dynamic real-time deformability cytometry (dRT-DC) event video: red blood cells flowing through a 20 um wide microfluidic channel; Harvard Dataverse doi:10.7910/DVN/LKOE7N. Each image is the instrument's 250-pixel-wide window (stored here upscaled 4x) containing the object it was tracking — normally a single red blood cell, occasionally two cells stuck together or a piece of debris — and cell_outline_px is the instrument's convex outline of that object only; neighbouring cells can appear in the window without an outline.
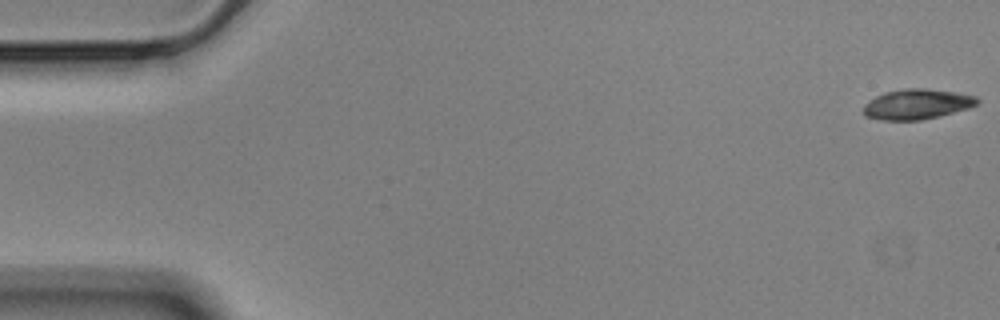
{"species": "Egyptian fruit bat (a non-hibernating species)", "species_latin": "Rousettus aegyptiacus", "temperature_condition": "cold", "stored_images_in_passage": 57, "camera_frame_rate_fps": 3000, "um_per_image_px": 0.085, "animal": {"sex": "male"}, "frame": {"image": 1, "passage_image": 1, "time_ms": 0.0, "image_size_px": [1000, 320], "cell_outline_px": [[980, 100], [976, 104], [968, 108], [940, 116], [920, 120], [884, 120], [864, 116], [864, 108], [876, 96], [884, 92], [908, 88], [924, 88], [952, 92], [976, 96]], "centroid_in_image_um": [77.96, 8.86], "position_along_channel_um": 7.0, "area_um2": 19.65}}
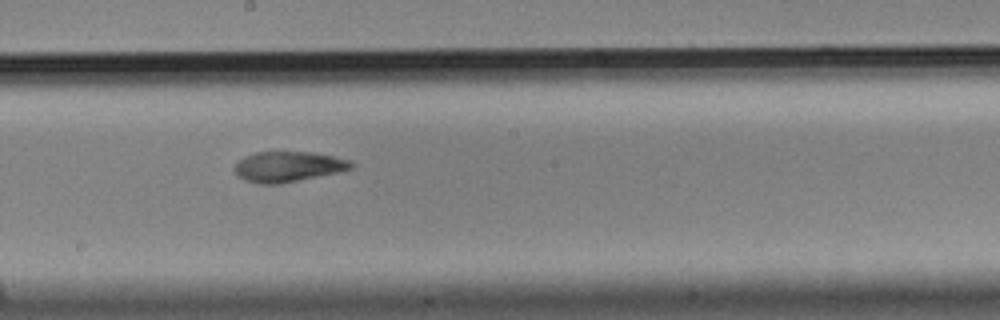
{"frame": {"image": 2, "passage_image": 31, "time_ms": 10.0, "image_size_px": [1000, 320], "cell_outline_px": [[356, 164], [352, 168], [336, 172], [280, 184], [256, 184], [244, 180], [236, 176], [236, 164], [244, 156], [256, 152], [312, 152], [332, 156], [348, 160]], "centroid_in_image_um": [24.45, 14.17], "position_along_channel_um": 223.7, "area_um2": 20.46}}
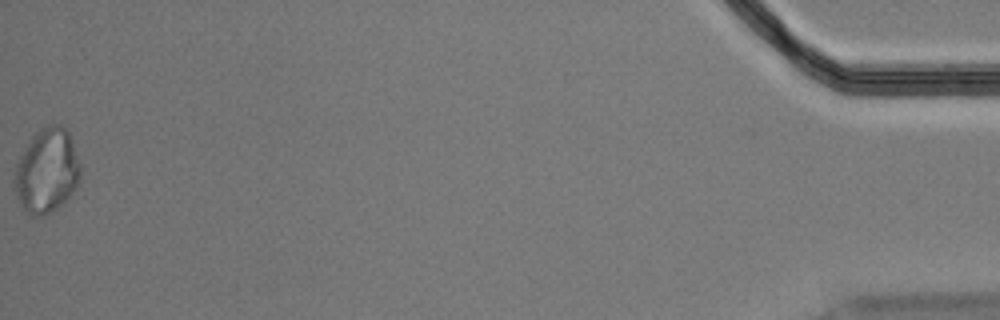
{"frame": {"image": 3, "passage_image": 57, "time_ms": 18.667, "image_size_px": [1000, 320], "cell_outline_px": [[80, 180], [76, 188], [52, 212], [40, 216], [32, 216], [24, 212], [20, 208], [16, 196], [12, 180], [16, 164], [24, 148], [32, 136], [40, 128], [48, 124], [60, 124], [68, 132], [80, 164]], "centroid_in_image_um": [3.93, 14.54], "position_along_channel_um": 431.3, "area_um2": 32.66}, "authors_computed_cell_mechanics": {"area_um2": 20.7502, "velocity_mm_per_s": 3.5266, "shape_relaxation_time_tau1_ms": 10.3167, "shape_relaxation_time_tau2_ms": 1.8046, "deformation_change_tau1": 0.2718, "deformation_change_tau2": 0.0661}}